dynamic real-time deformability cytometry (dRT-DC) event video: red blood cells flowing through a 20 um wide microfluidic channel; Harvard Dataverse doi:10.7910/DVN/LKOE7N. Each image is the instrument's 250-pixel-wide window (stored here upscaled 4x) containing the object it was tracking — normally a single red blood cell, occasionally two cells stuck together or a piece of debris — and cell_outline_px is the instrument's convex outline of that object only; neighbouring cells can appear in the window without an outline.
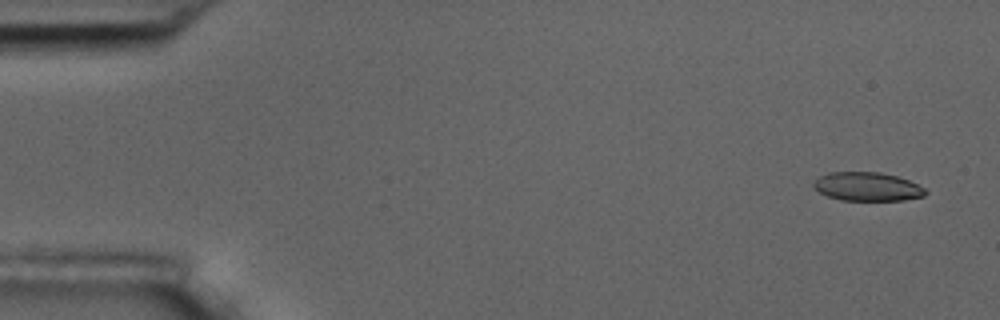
{"species": "common noctule bat (a hibernating species)", "species_latin": "Nyctalus noctula", "temperature_condition": "room temperature", "stored_images_in_passage": 4, "camera_frame_rate_fps": 3000, "um_per_image_px": 0.085, "animal": {"sex": "male", "body_mass_g": 17.5, "forearm_length_mm": 52.3}, "frame": {"image": 1, "passage_image": 1, "time_ms": 0.0, "image_size_px": [1000, 320], "cell_outline_px": [[928, 192], [924, 196], [904, 200], [840, 200], [828, 196], [820, 192], [812, 184], [820, 176], [828, 172], [880, 172], [896, 176], [908, 180], [924, 188]], "centroid_in_image_um": [73.73, 15.86], "position_along_channel_um": 11.3, "area_um2": 18.55}}
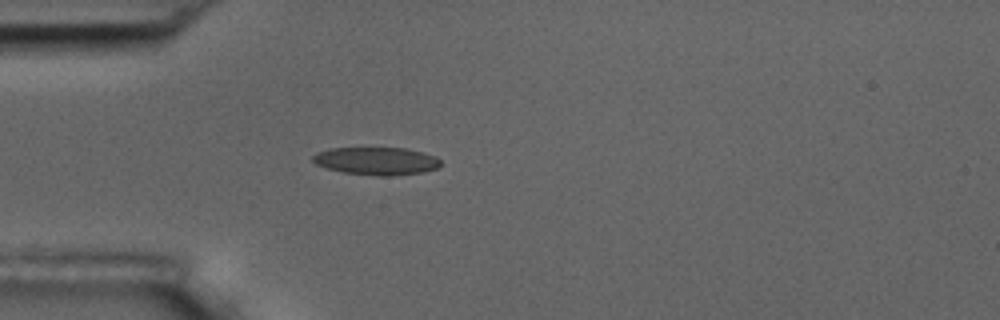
{"frame": {"image": 2, "passage_image": 4, "time_ms": 4.333, "image_size_px": [1000, 320], "cell_outline_px": [[440, 168], [424, 172], [388, 176], [376, 176], [344, 172], [328, 168], [316, 164], [312, 160], [312, 156], [316, 152], [332, 148], [404, 148], [436, 156], [440, 160]], "centroid_in_image_um": [32.01, 13.69], "position_along_channel_um": 53.0, "area_um2": 20.63}}